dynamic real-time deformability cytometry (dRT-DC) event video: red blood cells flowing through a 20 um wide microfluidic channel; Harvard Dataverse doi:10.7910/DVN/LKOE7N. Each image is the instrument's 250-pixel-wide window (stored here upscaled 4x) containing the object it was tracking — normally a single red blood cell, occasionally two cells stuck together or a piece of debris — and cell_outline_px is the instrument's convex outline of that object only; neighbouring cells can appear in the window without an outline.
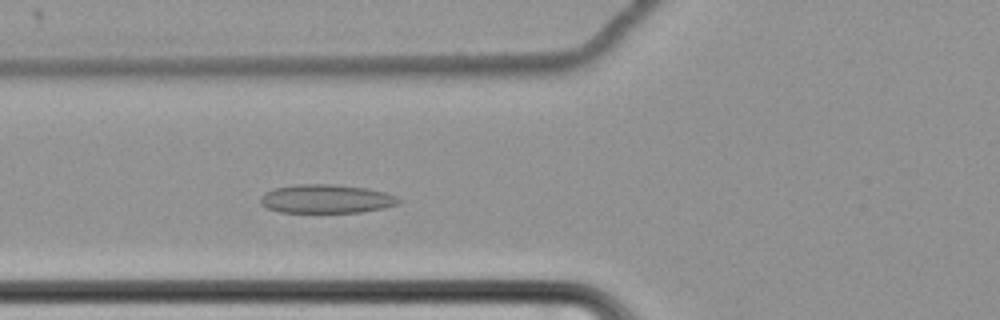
{"species": "common noctule bat (a hibernating species)", "species_latin": "Nyctalus noctula", "temperature_condition": "cold", "stored_images_in_passage": 56, "camera_frame_rate_fps": 3000, "um_per_image_px": 0.085, "animal": {"sex": "female", "body_mass_g": 22.7, "forearm_length_mm": 54.2}, "frame": {"image": 1, "passage_image": 19, "time_ms": 6.0, "image_size_px": [1000, 320], "cell_outline_px": [[404, 200], [396, 204], [384, 208], [360, 212], [280, 212], [268, 208], [260, 204], [260, 196], [264, 192], [272, 188], [296, 184], [332, 184], [368, 188], [384, 192], [396, 196]], "centroid_in_image_um": [27.71, 16.89], "position_along_channel_um": 98.1, "area_um2": 23.29}}
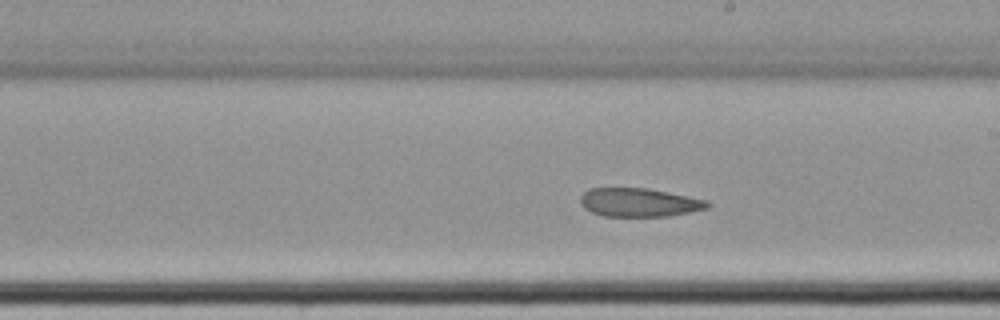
{"frame": {"image": 2, "passage_image": 31, "time_ms": 10.0, "image_size_px": [1000, 320], "cell_outline_px": [[712, 204], [708, 208], [668, 216], [604, 216], [592, 212], [584, 208], [580, 204], [580, 196], [588, 188], [648, 188], [708, 200]], "centroid_in_image_um": [54.32, 17.2], "position_along_channel_um": 234.7, "area_um2": 21.21}}
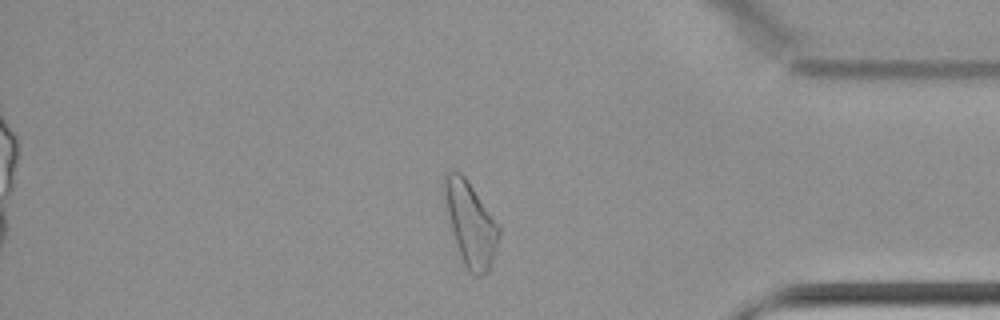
{"frame": {"image": 3, "passage_image": 47, "time_ms": 15.333, "image_size_px": [1000, 320], "cell_outline_px": [[500, 236], [488, 272], [480, 276], [472, 276], [468, 272], [460, 256], [444, 208], [444, 176], [448, 172], [460, 172], [468, 180], [500, 228]], "centroid_in_image_um": [39.97, 19.05], "position_along_channel_um": 395.2, "area_um2": 26.53}}